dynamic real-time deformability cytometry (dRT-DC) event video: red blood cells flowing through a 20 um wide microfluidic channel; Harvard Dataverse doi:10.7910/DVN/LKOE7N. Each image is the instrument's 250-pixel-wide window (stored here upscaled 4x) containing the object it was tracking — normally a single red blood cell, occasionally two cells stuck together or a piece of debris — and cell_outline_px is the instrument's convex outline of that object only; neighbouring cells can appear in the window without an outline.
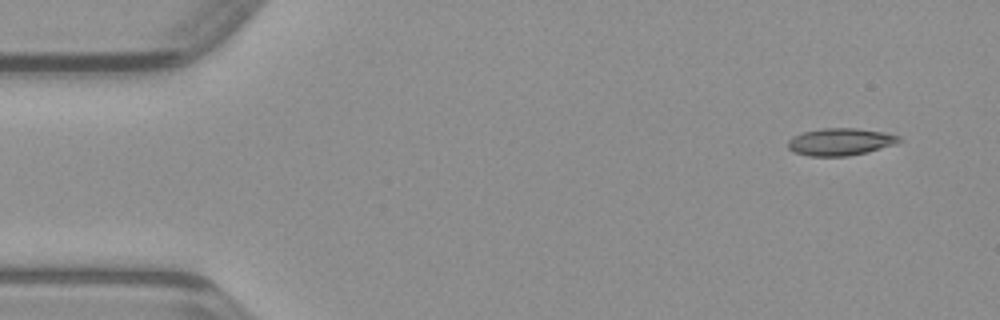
{"species": "common noctule bat (a hibernating species)", "species_latin": "Nyctalus noctula", "temperature_condition": "warm", "stored_images_in_passage": 45, "camera_frame_rate_fps": 3000, "um_per_image_px": 0.085, "animal": {"sex": "male", "body_mass_g": 23.1, "forearm_length_mm": 52.7}, "frame": {"image": 1, "passage_image": 1, "time_ms": 0.0, "image_size_px": [1000, 320], "cell_outline_px": [[904, 140], [896, 144], [868, 152], [848, 156], [808, 156], [792, 152], [788, 148], [788, 140], [792, 136], [804, 132], [824, 128], [856, 128], [884, 132], [900, 136]], "centroid_in_image_um": [71.44, 12.06], "position_along_channel_um": 13.6, "area_um2": 17.86}}
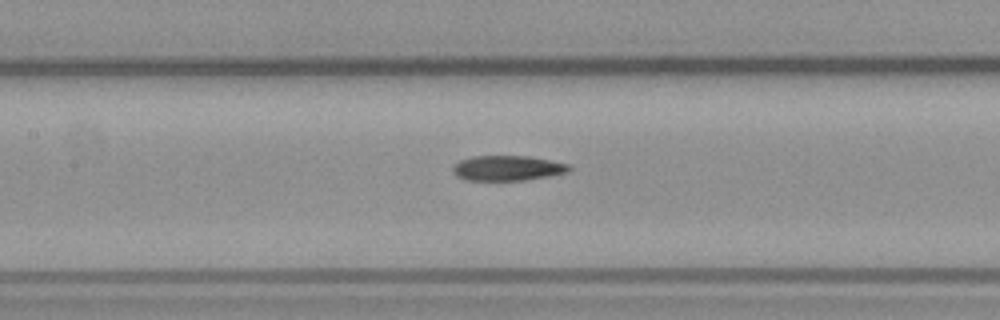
{"frame": {"image": 2, "passage_image": 19, "time_ms": 6.0, "image_size_px": [1000, 320], "cell_outline_px": [[572, 168], [568, 172], [548, 176], [524, 180], [464, 180], [456, 176], [452, 172], [452, 168], [460, 160], [472, 156], [528, 156], [568, 164]], "centroid_in_image_um": [43.1, 14.29], "position_along_channel_um": 164.3, "area_um2": 16.94}}
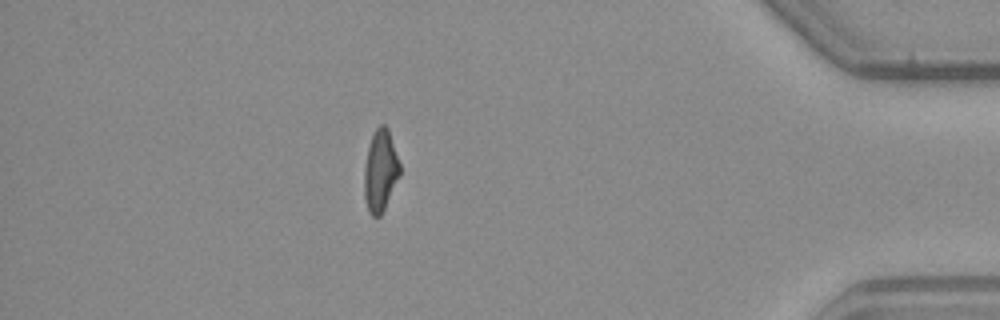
{"frame": {"image": 3, "passage_image": 39, "time_ms": 12.667, "image_size_px": [1000, 320], "cell_outline_px": [[400, 176], [380, 216], [372, 216], [368, 212], [364, 196], [364, 168], [368, 148], [372, 136], [376, 128], [380, 124], [384, 124], [388, 128], [400, 164]], "centroid_in_image_um": [32.33, 14.52], "position_along_channel_um": 402.9, "area_um2": 16.88}}